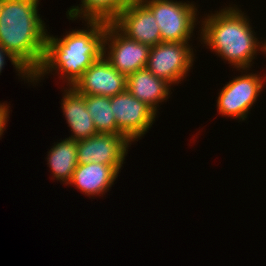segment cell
<instances>
[{"label": "cell", "instance_id": "cell-1", "mask_svg": "<svg viewBox=\"0 0 266 266\" xmlns=\"http://www.w3.org/2000/svg\"><path fill=\"white\" fill-rule=\"evenodd\" d=\"M241 10L234 4L205 15L197 39L233 68L250 69L258 53L266 54V40H258L251 19Z\"/></svg>", "mask_w": 266, "mask_h": 266}, {"label": "cell", "instance_id": "cell-2", "mask_svg": "<svg viewBox=\"0 0 266 266\" xmlns=\"http://www.w3.org/2000/svg\"><path fill=\"white\" fill-rule=\"evenodd\" d=\"M85 22L84 29L67 31L62 38L48 32L43 61L32 76V84H38V81L44 80V75L55 72L67 83V87L73 86L84 71L103 55L107 23Z\"/></svg>", "mask_w": 266, "mask_h": 266}, {"label": "cell", "instance_id": "cell-3", "mask_svg": "<svg viewBox=\"0 0 266 266\" xmlns=\"http://www.w3.org/2000/svg\"><path fill=\"white\" fill-rule=\"evenodd\" d=\"M40 0H0V46L31 76L39 69L48 31Z\"/></svg>", "mask_w": 266, "mask_h": 266}, {"label": "cell", "instance_id": "cell-4", "mask_svg": "<svg viewBox=\"0 0 266 266\" xmlns=\"http://www.w3.org/2000/svg\"><path fill=\"white\" fill-rule=\"evenodd\" d=\"M155 17L161 42H190L198 21V7L190 1L139 0Z\"/></svg>", "mask_w": 266, "mask_h": 266}, {"label": "cell", "instance_id": "cell-5", "mask_svg": "<svg viewBox=\"0 0 266 266\" xmlns=\"http://www.w3.org/2000/svg\"><path fill=\"white\" fill-rule=\"evenodd\" d=\"M237 70L242 72L241 75L234 76L218 93L217 112L221 116L245 121L264 88L266 74L251 73L248 68Z\"/></svg>", "mask_w": 266, "mask_h": 266}, {"label": "cell", "instance_id": "cell-6", "mask_svg": "<svg viewBox=\"0 0 266 266\" xmlns=\"http://www.w3.org/2000/svg\"><path fill=\"white\" fill-rule=\"evenodd\" d=\"M189 42H160L151 47L146 68L171 85L186 79L194 63V51Z\"/></svg>", "mask_w": 266, "mask_h": 266}, {"label": "cell", "instance_id": "cell-7", "mask_svg": "<svg viewBox=\"0 0 266 266\" xmlns=\"http://www.w3.org/2000/svg\"><path fill=\"white\" fill-rule=\"evenodd\" d=\"M150 49V46L129 39L112 23L106 24L103 56L126 77L137 70L146 68Z\"/></svg>", "mask_w": 266, "mask_h": 266}, {"label": "cell", "instance_id": "cell-8", "mask_svg": "<svg viewBox=\"0 0 266 266\" xmlns=\"http://www.w3.org/2000/svg\"><path fill=\"white\" fill-rule=\"evenodd\" d=\"M117 129L132 143L140 140L151 129L157 113L127 90L110 97Z\"/></svg>", "mask_w": 266, "mask_h": 266}, {"label": "cell", "instance_id": "cell-9", "mask_svg": "<svg viewBox=\"0 0 266 266\" xmlns=\"http://www.w3.org/2000/svg\"><path fill=\"white\" fill-rule=\"evenodd\" d=\"M132 142L124 134L97 133L77 141L78 164L122 166Z\"/></svg>", "mask_w": 266, "mask_h": 266}, {"label": "cell", "instance_id": "cell-10", "mask_svg": "<svg viewBox=\"0 0 266 266\" xmlns=\"http://www.w3.org/2000/svg\"><path fill=\"white\" fill-rule=\"evenodd\" d=\"M127 77L102 55L72 86L82 95L113 97L126 90Z\"/></svg>", "mask_w": 266, "mask_h": 266}, {"label": "cell", "instance_id": "cell-11", "mask_svg": "<svg viewBox=\"0 0 266 266\" xmlns=\"http://www.w3.org/2000/svg\"><path fill=\"white\" fill-rule=\"evenodd\" d=\"M112 24L129 39L147 46L161 42L154 15L140 1L129 2Z\"/></svg>", "mask_w": 266, "mask_h": 266}, {"label": "cell", "instance_id": "cell-12", "mask_svg": "<svg viewBox=\"0 0 266 266\" xmlns=\"http://www.w3.org/2000/svg\"><path fill=\"white\" fill-rule=\"evenodd\" d=\"M123 166L102 165L100 163L78 164L68 186L73 185L87 197L104 195L112 185Z\"/></svg>", "mask_w": 266, "mask_h": 266}, {"label": "cell", "instance_id": "cell-13", "mask_svg": "<svg viewBox=\"0 0 266 266\" xmlns=\"http://www.w3.org/2000/svg\"><path fill=\"white\" fill-rule=\"evenodd\" d=\"M61 99L62 113L66 119L71 135L67 138L80 141L97 134L96 127L87 110L84 95L78 93L72 86L63 88Z\"/></svg>", "mask_w": 266, "mask_h": 266}, {"label": "cell", "instance_id": "cell-14", "mask_svg": "<svg viewBox=\"0 0 266 266\" xmlns=\"http://www.w3.org/2000/svg\"><path fill=\"white\" fill-rule=\"evenodd\" d=\"M171 86L166 80L143 68L127 76L126 90L159 113V104L170 97Z\"/></svg>", "mask_w": 266, "mask_h": 266}, {"label": "cell", "instance_id": "cell-15", "mask_svg": "<svg viewBox=\"0 0 266 266\" xmlns=\"http://www.w3.org/2000/svg\"><path fill=\"white\" fill-rule=\"evenodd\" d=\"M47 154V165L49 166L52 178L63 184H68L73 172L78 165L77 141L65 138L60 142H54Z\"/></svg>", "mask_w": 266, "mask_h": 266}, {"label": "cell", "instance_id": "cell-16", "mask_svg": "<svg viewBox=\"0 0 266 266\" xmlns=\"http://www.w3.org/2000/svg\"><path fill=\"white\" fill-rule=\"evenodd\" d=\"M79 6H71L67 19L84 21H103L112 23L129 4L128 0H81Z\"/></svg>", "mask_w": 266, "mask_h": 266}, {"label": "cell", "instance_id": "cell-17", "mask_svg": "<svg viewBox=\"0 0 266 266\" xmlns=\"http://www.w3.org/2000/svg\"><path fill=\"white\" fill-rule=\"evenodd\" d=\"M87 110L98 133L122 134L116 126L115 114L110 105V97L84 95Z\"/></svg>", "mask_w": 266, "mask_h": 266}, {"label": "cell", "instance_id": "cell-18", "mask_svg": "<svg viewBox=\"0 0 266 266\" xmlns=\"http://www.w3.org/2000/svg\"><path fill=\"white\" fill-rule=\"evenodd\" d=\"M8 58V60L11 61V64L13 65L14 69L17 71L18 77L20 76L24 81L26 80L27 83H32V76L3 48L0 46V74L3 70L4 65L6 64L5 59Z\"/></svg>", "mask_w": 266, "mask_h": 266}, {"label": "cell", "instance_id": "cell-19", "mask_svg": "<svg viewBox=\"0 0 266 266\" xmlns=\"http://www.w3.org/2000/svg\"><path fill=\"white\" fill-rule=\"evenodd\" d=\"M9 105L6 102L0 104V137H2L5 128L7 126V121H9Z\"/></svg>", "mask_w": 266, "mask_h": 266}]
</instances>
